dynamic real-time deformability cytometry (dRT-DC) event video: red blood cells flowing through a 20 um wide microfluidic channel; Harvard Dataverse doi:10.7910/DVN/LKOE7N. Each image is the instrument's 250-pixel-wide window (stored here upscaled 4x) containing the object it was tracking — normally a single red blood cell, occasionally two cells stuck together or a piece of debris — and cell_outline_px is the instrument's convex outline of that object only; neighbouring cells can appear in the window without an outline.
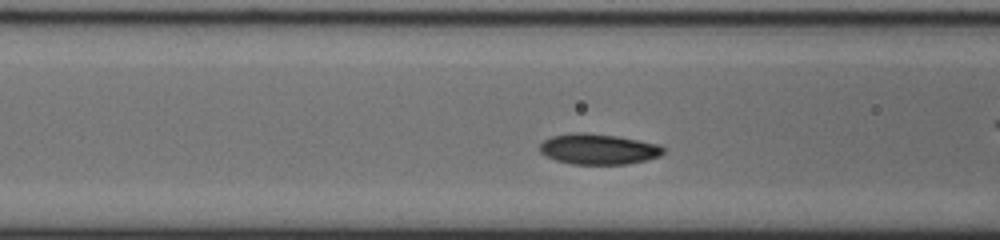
{"species": "common noctule bat (a hibernating species)", "species_latin": "Nyctalus noctula", "temperature_condition": "cold", "stored_images_in_passage": 35, "camera_frame_rate_fps": 3000, "um_per_image_px": 0.085, "animal": {"sex": "male", "body_mass_g": 20.0, "forearm_length_mm": 53.3}, "frame": {"image": 1, "passage_image": 10, "time_ms": 3.0, "image_size_px": [1000, 240], "cell_outline_px": [[664, 152], [660, 156], [628, 164], [572, 164], [556, 160], [540, 152], [540, 144], [544, 140], [552, 136], [572, 132], [584, 132], [616, 136], [660, 144], [664, 148]], "centroid_in_image_um": [50.87, 12.67], "position_along_channel_um": 115.7, "area_um2": 21.96}}
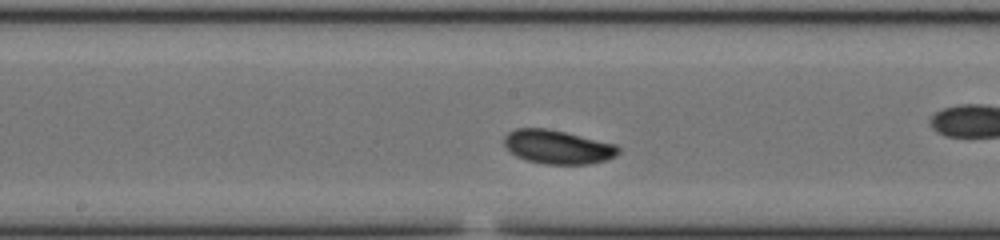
{"frame": {"image": 2, "passage_image": 17, "time_ms": 5.333, "image_size_px": [1000, 240], "cell_outline_px": [[620, 152], [616, 156], [608, 160], [588, 164], [544, 164], [528, 160], [516, 156], [504, 144], [504, 136], [508, 132], [516, 128], [548, 128], [616, 144], [620, 148]], "centroid_in_image_um": [47.43, 12.49], "position_along_channel_um": 200.8, "area_um2": 22.54}}
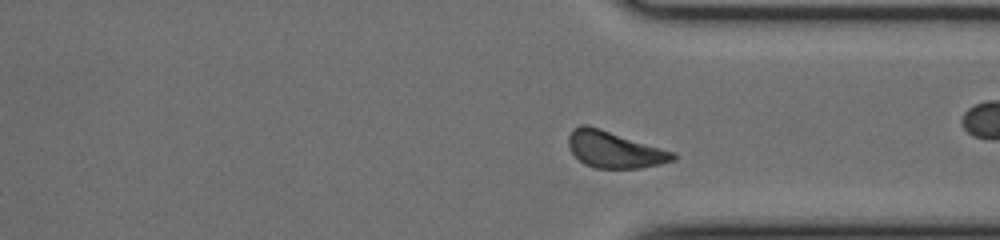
{"frame": {"image": 3, "passage_image": 30, "time_ms": 9.667, "image_size_px": [1000, 240], "cell_outline_px": [[676, 160], [660, 164], [640, 168], [596, 168], [584, 164], [572, 152], [568, 144], [568, 136], [572, 128], [580, 124], [588, 124], [676, 152]], "centroid_in_image_um": [52.23, 12.7], "position_along_channel_um": 359.2, "area_um2": 22.48}, "authors_computed_cell_mechanics": {"area_um2": 21.8484, "velocity_mm_per_s": 3.662, "shape_relaxation_time_tau1_ms": 3.0795, "shape_relaxation_time_tau2_ms": null, "deformation_change_tau1": 0.1118, "deformation_change_tau2": null}}